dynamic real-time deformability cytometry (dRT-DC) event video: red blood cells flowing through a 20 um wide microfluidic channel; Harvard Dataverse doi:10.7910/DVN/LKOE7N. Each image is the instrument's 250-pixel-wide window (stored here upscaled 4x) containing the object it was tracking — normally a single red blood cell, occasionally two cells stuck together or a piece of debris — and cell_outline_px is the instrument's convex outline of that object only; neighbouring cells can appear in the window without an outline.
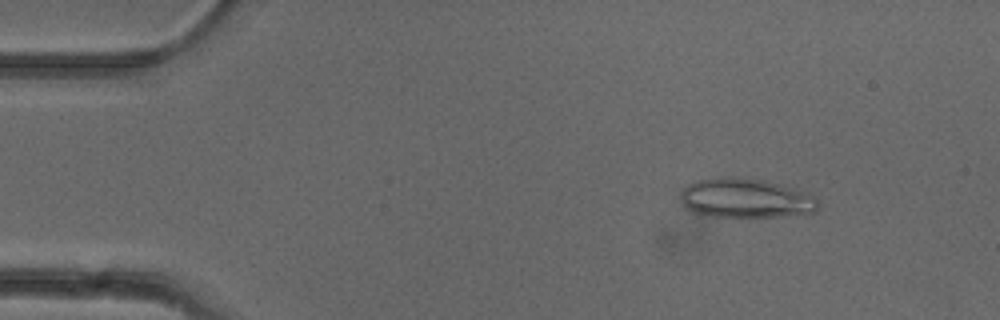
{"species": "common noctule bat (a hibernating species)", "species_latin": "Nyctalus noctula", "temperature_condition": "cold", "stored_images_in_passage": 52, "camera_frame_rate_fps": 3000, "um_per_image_px": 0.085, "animal": {"sex": "female"}, "frame": {"image": 1, "passage_image": 7, "time_ms": 2.0, "image_size_px": [1000, 320], "cell_outline_px": [[820, 204], [816, 212], [780, 216], [712, 216], [692, 212], [684, 204], [680, 196], [680, 192], [688, 184], [696, 180], [716, 176], [732, 176], [764, 180], [792, 188], [816, 196]], "centroid_in_image_um": [63.38, 16.83], "position_along_channel_um": 21.6, "area_um2": 31.62}}
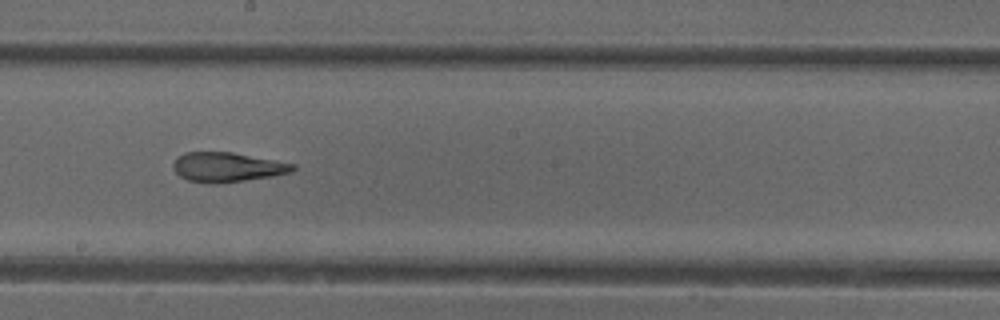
{"frame": {"image": 2, "passage_image": 29, "time_ms": 9.333, "image_size_px": [1000, 320], "cell_outline_px": [[296, 168], [292, 172], [272, 176], [216, 184], [188, 180], [180, 176], [172, 168], [172, 164], [176, 156], [184, 152], [232, 152], [296, 164]], "centroid_in_image_um": [19.29, 14.2], "position_along_channel_um": 228.9, "area_um2": 20.63}}
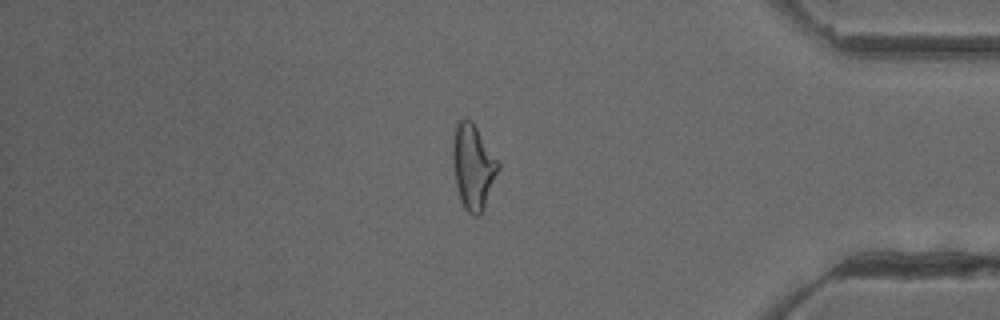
{"frame": {"image": 3, "passage_image": 44, "time_ms": 14.333, "image_size_px": [1000, 320], "cell_outline_px": [[500, 168], [484, 208], [480, 216], [472, 216], [464, 208], [460, 200], [456, 184], [452, 164], [452, 140], [456, 124], [464, 116], [472, 120], [500, 164]], "centroid_in_image_um": [40.2, 14.16], "position_along_channel_um": 395.0, "area_um2": 22.77}, "authors_computed_cell_mechanics": {"area_um2": 23.2645, "velocity_mm_per_s": 3.9374, "shape_relaxation_time_tau1_ms": 7.4399, "shape_relaxation_time_tau2_ms": 1.7763, "deformation_change_tau1": 0.2107, "deformation_change_tau2": 0.1114}}